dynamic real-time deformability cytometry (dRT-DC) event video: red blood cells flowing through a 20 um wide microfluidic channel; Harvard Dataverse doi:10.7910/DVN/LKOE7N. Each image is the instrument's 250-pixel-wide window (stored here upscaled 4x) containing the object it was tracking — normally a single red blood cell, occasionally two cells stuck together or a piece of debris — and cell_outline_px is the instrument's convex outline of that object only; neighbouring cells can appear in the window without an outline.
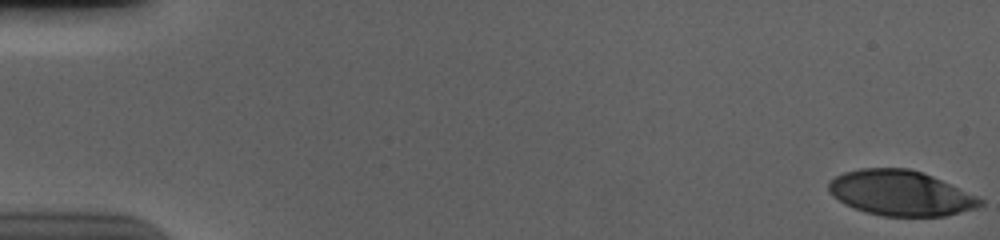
{"species": "human", "species_latin": "Homo sapiens", "temperature_condition": "cold", "stored_images_in_passage": 51, "camera_frame_rate_fps": 3000, "um_per_image_px": 0.085, "donor": {"sex": "male"}, "frame": {"image": 1, "passage_image": 1, "time_ms": 0.0, "image_size_px": [1000, 240], "cell_outline_px": [[984, 204], [976, 208], [944, 216], [884, 216], [864, 212], [844, 204], [832, 196], [828, 192], [828, 180], [844, 172], [860, 168], [908, 168], [932, 176], [976, 196], [984, 200]], "centroid_in_image_um": [76.49, 16.41], "position_along_channel_um": 8.5, "area_um2": 39.82}}
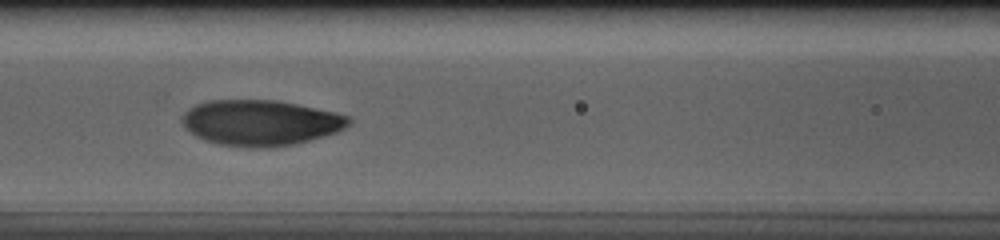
{"frame": {"image": 2, "passage_image": 26, "time_ms": 8.333, "image_size_px": [1000, 240], "cell_outline_px": [[352, 124], [336, 132], [312, 140], [296, 144], [268, 148], [248, 148], [216, 144], [204, 140], [196, 136], [184, 128], [180, 120], [180, 116], [188, 108], [196, 104], [208, 100], [276, 100], [336, 112], [352, 116]], "centroid_in_image_um": [22.13, 10.44], "position_along_channel_um": 144.5, "area_um2": 45.08}}
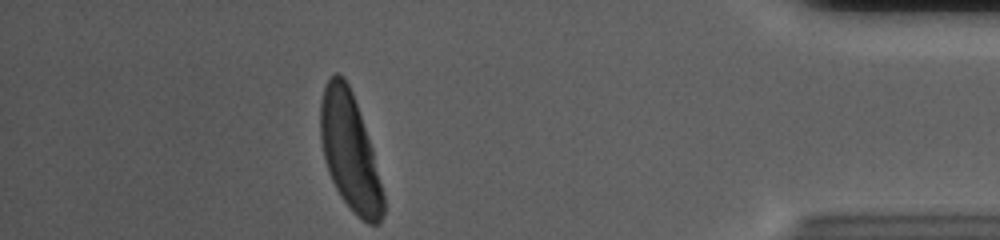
{"frame": {"image": 3, "passage_image": 51, "time_ms": 16.667, "image_size_px": [1000, 240], "cell_outline_px": [[384, 216], [376, 224], [368, 224], [340, 196], [328, 172], [324, 160], [320, 140], [320, 100], [324, 88], [328, 80], [336, 72], [340, 72], [344, 76], [352, 92], [372, 148], [384, 192]], "centroid_in_image_um": [29.72, 12.86], "position_along_channel_um": 405.5, "area_um2": 42.54}, "authors_computed_cell_mechanics": {"area_um2": 43.4078, "velocity_mm_per_s": 3.6589, "shape_relaxation_time_tau1_ms": 3.4783, "shape_relaxation_time_tau2_ms": null, "deformation_change_tau1": 0.2066, "deformation_change_tau2": null}}